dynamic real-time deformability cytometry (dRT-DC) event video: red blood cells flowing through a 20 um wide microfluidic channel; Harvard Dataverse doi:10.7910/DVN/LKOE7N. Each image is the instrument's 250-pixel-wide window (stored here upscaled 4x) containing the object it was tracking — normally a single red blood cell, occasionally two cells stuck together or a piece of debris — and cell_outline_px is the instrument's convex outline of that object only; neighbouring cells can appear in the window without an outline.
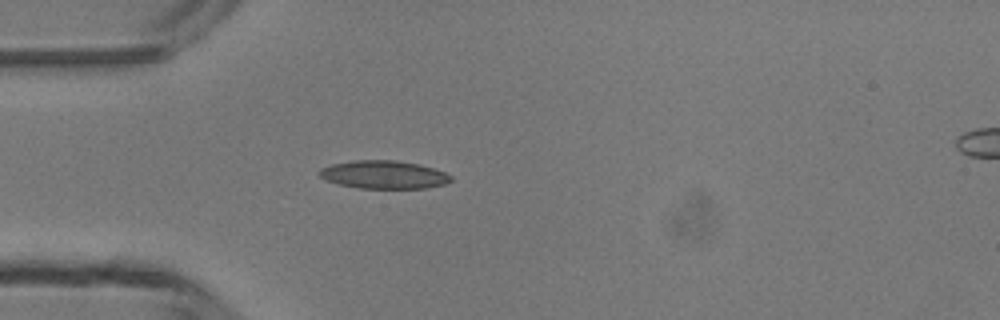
{"species": "common noctule bat (a hibernating species)", "species_latin": "Nyctalus noctula", "temperature_condition": "room temperature", "stored_images_in_passage": 5, "camera_frame_rate_fps": 3000, "um_per_image_px": 0.085, "animal": {"sex": "male", "body_mass_g": 13.3}, "frame": {"image": 1, "passage_image": 5, "time_ms": 4.667, "image_size_px": [1000, 320], "cell_outline_px": [[452, 180], [444, 184], [424, 188], [360, 188], [340, 184], [324, 180], [316, 172], [320, 168], [332, 164], [352, 160], [396, 160], [420, 164], [444, 172], [452, 176]], "centroid_in_image_um": [32.59, 14.83], "position_along_channel_um": 52.4, "area_um2": 21.56}}